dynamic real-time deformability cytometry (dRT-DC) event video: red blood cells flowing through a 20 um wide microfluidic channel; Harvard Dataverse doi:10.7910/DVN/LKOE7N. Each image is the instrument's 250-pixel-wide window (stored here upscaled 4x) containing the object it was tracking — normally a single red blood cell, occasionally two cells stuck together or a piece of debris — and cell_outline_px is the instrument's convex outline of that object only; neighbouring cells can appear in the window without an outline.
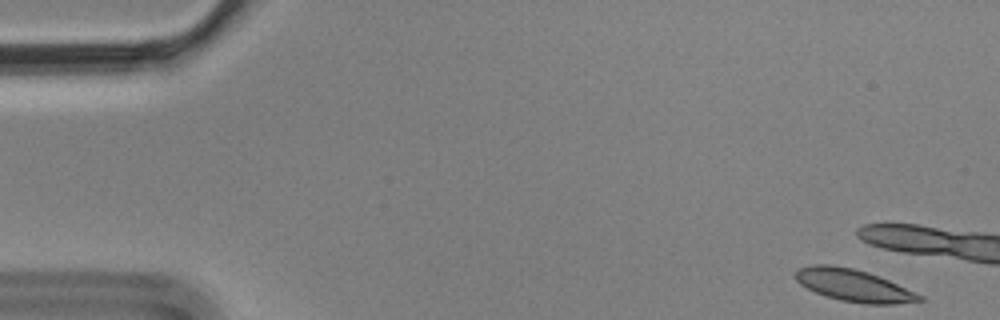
{"species": "Egyptian fruit bat (a non-hibernating species)", "species_latin": "Rousettus aegyptiacus", "temperature_condition": "cold", "stored_images_in_passage": 4, "camera_frame_rate_fps": 3000, "um_per_image_px": 0.085, "animal": {"sex": "male"}, "frame": {"image": 1, "passage_image": 1, "time_ms": 0.0, "image_size_px": [1000, 320], "cell_outline_px": [[924, 300], [896, 304], [864, 304], [840, 300], [816, 292], [800, 284], [796, 280], [796, 268], [812, 264], [828, 264], [852, 268], [868, 272], [888, 280], [924, 296]], "centroid_in_image_um": [72.56, 24.25], "position_along_channel_um": 12.4, "area_um2": 23.12}}